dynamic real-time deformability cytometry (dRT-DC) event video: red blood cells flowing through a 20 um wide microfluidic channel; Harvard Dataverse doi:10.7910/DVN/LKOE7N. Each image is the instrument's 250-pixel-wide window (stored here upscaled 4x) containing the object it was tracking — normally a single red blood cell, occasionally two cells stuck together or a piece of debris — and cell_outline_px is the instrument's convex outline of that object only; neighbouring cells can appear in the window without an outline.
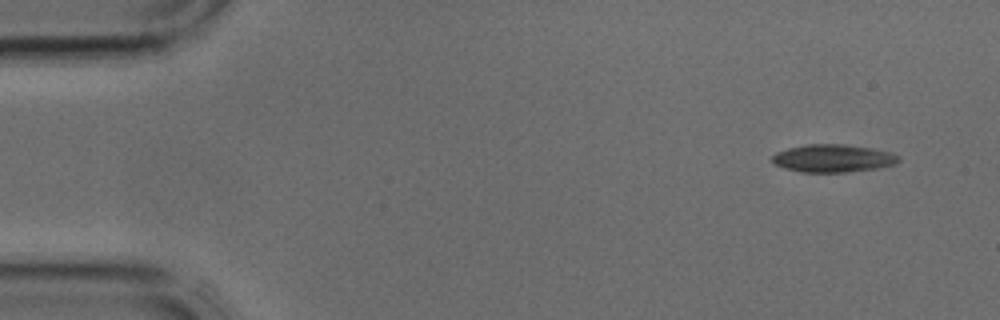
{"species": "common noctule bat (a hibernating species)", "species_latin": "Nyctalus noctula", "temperature_condition": "cold", "stored_images_in_passage": 4, "segment_of_instrument_passage": [2, 2], "camera_frame_rate_fps": 3000, "um_per_image_px": 0.085, "animal": {"sex": "male", "body_mass_g": 17.9, "forearm_length_mm": 54.2}, "frame": {"image": 1, "passage_image": 4, "time_ms": 1.0, "image_size_px": [1000, 320], "cell_outline_px": [[900, 160], [896, 164], [880, 168], [848, 172], [800, 172], [784, 168], [776, 164], [772, 160], [772, 156], [776, 152], [788, 148], [808, 144], [844, 144], [872, 148], [888, 152], [900, 156]], "centroid_in_image_um": [70.83, 13.46], "position_along_channel_um": 14.2, "area_um2": 20.52}}